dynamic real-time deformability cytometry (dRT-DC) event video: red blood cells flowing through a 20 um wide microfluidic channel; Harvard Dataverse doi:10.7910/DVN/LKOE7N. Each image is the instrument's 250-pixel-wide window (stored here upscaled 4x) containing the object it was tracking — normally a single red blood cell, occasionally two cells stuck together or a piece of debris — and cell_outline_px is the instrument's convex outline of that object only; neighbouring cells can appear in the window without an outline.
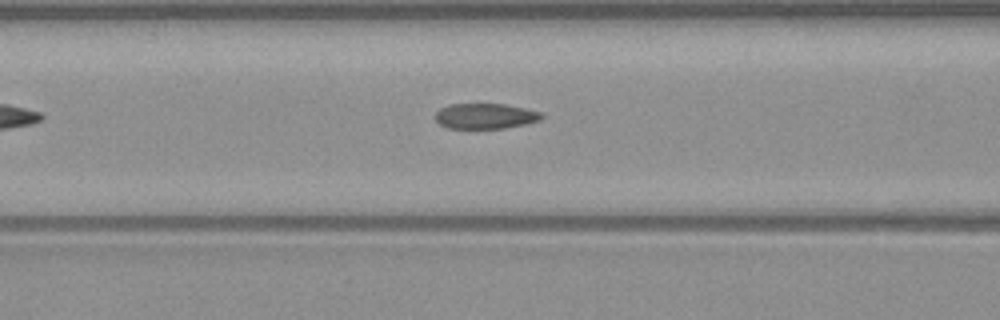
{"species": "common noctule bat (a hibernating species)", "species_latin": "Nyctalus noctula", "temperature_condition": "warm", "stored_images_in_passage": 30, "camera_frame_rate_fps": 3000, "um_per_image_px": 0.085, "animal": {"sex": "male", "body_mass_g": 23.1, "forearm_length_mm": 52.7}, "frame": {"image": 1, "passage_image": 5, "time_ms": 1.333, "image_size_px": [1000, 320], "cell_outline_px": [[544, 116], [540, 120], [524, 124], [504, 128], [448, 128], [440, 124], [436, 120], [436, 112], [440, 108], [448, 104], [504, 104], [544, 112]], "centroid_in_image_um": [41.27, 9.86], "position_along_channel_um": 125.3, "area_um2": 15.72}}
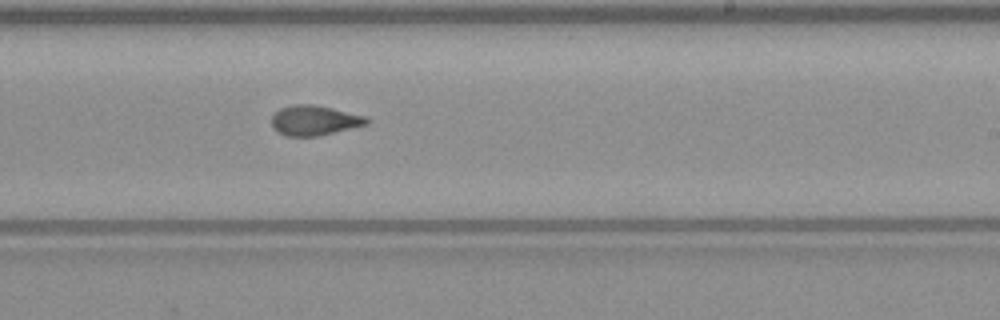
{"frame": {"image": 2, "passage_image": 15, "time_ms": 4.667, "image_size_px": [1000, 320], "cell_outline_px": [[372, 120], [368, 124], [320, 136], [284, 136], [276, 132], [272, 128], [272, 116], [280, 108], [292, 104], [312, 104], [332, 108], [364, 116]], "centroid_in_image_um": [26.7, 10.24], "position_along_channel_um": 262.3, "area_um2": 16.76}}
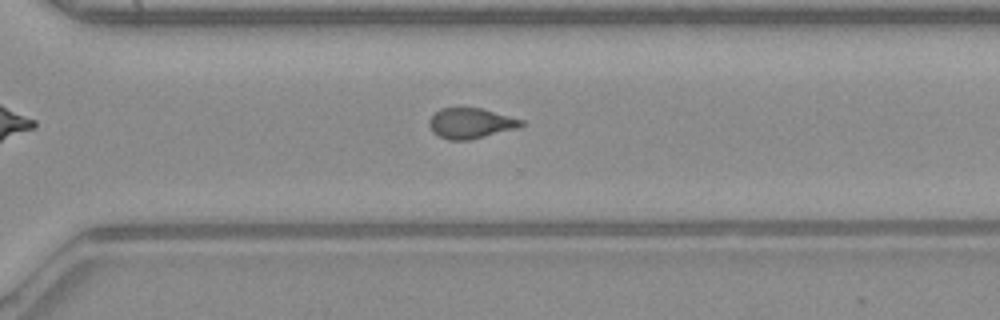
{"frame": {"image": 3, "passage_image": 20, "time_ms": 6.333, "image_size_px": [1000, 320], "cell_outline_px": [[524, 124], [516, 128], [468, 140], [448, 140], [436, 136], [432, 132], [428, 124], [428, 120], [440, 108], [480, 108], [524, 120]], "centroid_in_image_um": [39.95, 10.48], "position_along_channel_um": 330.6, "area_um2": 16.18}, "authors_computed_cell_mechanics": {"area_um2": 16.473, "velocity_mm_per_s": 4.1146, "shape_relaxation_time_tau1_ms": null, "shape_relaxation_time_tau2_ms": 1.7451, "deformation_change_tau1": null, "deformation_change_tau2": 0.0613}}